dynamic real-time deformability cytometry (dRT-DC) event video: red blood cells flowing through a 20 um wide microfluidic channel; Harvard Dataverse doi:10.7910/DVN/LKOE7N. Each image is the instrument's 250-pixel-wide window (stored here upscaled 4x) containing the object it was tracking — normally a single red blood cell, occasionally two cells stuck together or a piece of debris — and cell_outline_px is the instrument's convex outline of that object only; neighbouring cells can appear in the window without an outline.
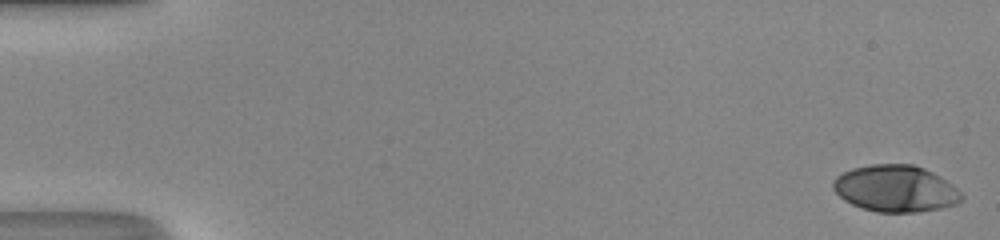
{"species": "human", "species_latin": "Homo sapiens", "temperature_condition": "room temperature", "stored_images_in_passage": 13, "camera_frame_rate_fps": 3000, "um_per_image_px": 0.085, "donor": {"sex": "male"}, "frame": {"image": 1, "passage_image": 1, "time_ms": 0.0, "image_size_px": [1000, 240], "cell_outline_px": [[964, 200], [956, 204], [940, 208], [916, 212], [876, 212], [852, 204], [844, 200], [832, 188], [832, 180], [836, 176], [852, 168], [872, 164], [912, 164], [924, 168], [940, 176], [952, 184], [964, 196]], "centroid_in_image_um": [76.12, 16.02], "position_along_channel_um": 8.9, "area_um2": 34.97}}